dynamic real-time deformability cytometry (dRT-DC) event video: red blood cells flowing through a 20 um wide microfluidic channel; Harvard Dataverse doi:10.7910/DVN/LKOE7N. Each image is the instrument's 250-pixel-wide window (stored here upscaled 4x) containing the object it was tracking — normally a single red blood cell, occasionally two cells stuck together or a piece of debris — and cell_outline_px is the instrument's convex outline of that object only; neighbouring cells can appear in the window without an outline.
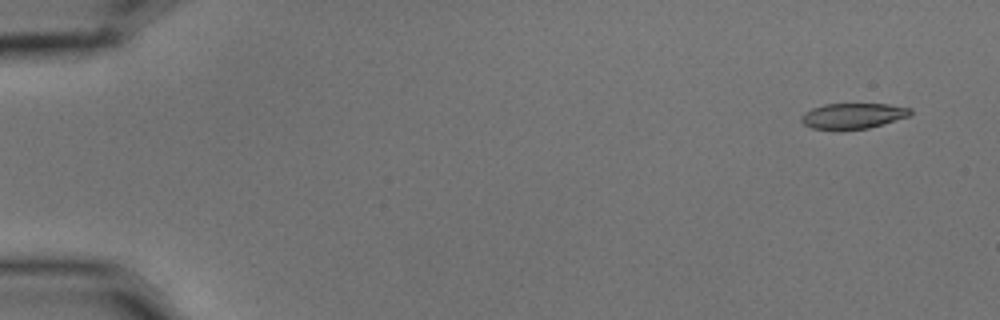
{"species": "common noctule bat (a hibernating species)", "species_latin": "Nyctalus noctula", "temperature_condition": "cold", "stored_images_in_passage": 5, "camera_frame_rate_fps": 3000, "um_per_image_px": 0.085, "animal": {"sex": "male", "body_mass_g": 15.6}, "frame": {"image": 1, "passage_image": 1, "time_ms": 0.0, "image_size_px": [1000, 320], "cell_outline_px": [[912, 112], [908, 116], [868, 128], [812, 128], [804, 124], [800, 120], [800, 116], [804, 112], [812, 108], [824, 104], [888, 104], [912, 108]], "centroid_in_image_um": [72.49, 9.82], "position_along_channel_um": 12.5, "area_um2": 15.84}}
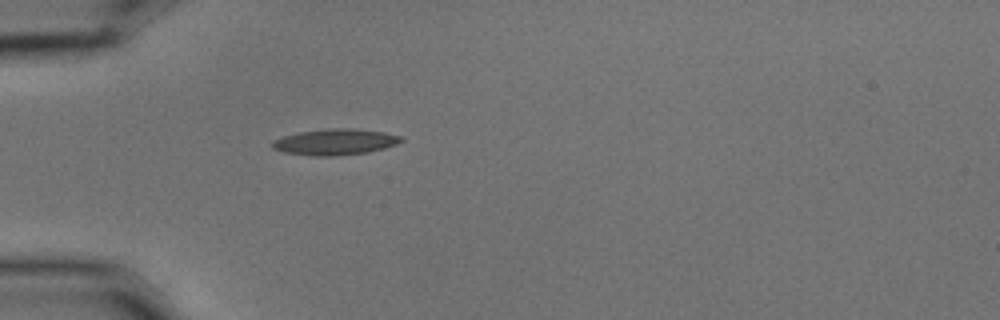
{"frame": {"image": 2, "passage_image": 5, "time_ms": 1.333, "image_size_px": [1000, 320], "cell_outline_px": [[404, 140], [396, 144], [384, 148], [368, 152], [336, 156], [312, 156], [284, 152], [272, 148], [272, 144], [276, 140], [284, 136], [300, 132], [328, 128], [356, 128], [384, 132], [404, 136]], "centroid_in_image_um": [28.54, 12.06], "position_along_channel_um": 56.5, "area_um2": 19.59}}